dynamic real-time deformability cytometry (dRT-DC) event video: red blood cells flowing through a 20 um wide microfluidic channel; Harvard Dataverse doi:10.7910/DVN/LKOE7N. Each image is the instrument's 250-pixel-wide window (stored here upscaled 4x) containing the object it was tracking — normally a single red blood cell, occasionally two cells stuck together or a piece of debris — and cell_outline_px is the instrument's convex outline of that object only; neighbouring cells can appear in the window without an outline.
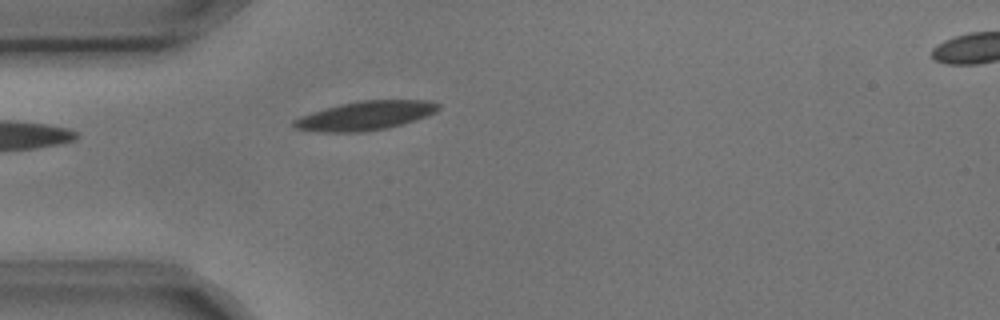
{"species": "common noctule bat (a hibernating species)", "species_latin": "Nyctalus noctula", "temperature_condition": "cold", "stored_images_in_passage": 5, "segment_of_instrument_passage": [1, 2], "camera_frame_rate_fps": 3000, "um_per_image_px": 0.085, "animal": {"sex": "male", "body_mass_g": 17.9, "forearm_length_mm": 54.2}, "frame": {"image": 1, "passage_image": 4, "time_ms": 1.0, "image_size_px": [1000, 320], "cell_outline_px": [[440, 108], [436, 112], [428, 116], [388, 128], [364, 132], [320, 132], [296, 128], [292, 124], [292, 120], [300, 116], [312, 112], [340, 104], [360, 100], [428, 100], [440, 104]], "centroid_in_image_um": [31.07, 9.83], "position_along_channel_um": 53.9, "area_um2": 24.45}}